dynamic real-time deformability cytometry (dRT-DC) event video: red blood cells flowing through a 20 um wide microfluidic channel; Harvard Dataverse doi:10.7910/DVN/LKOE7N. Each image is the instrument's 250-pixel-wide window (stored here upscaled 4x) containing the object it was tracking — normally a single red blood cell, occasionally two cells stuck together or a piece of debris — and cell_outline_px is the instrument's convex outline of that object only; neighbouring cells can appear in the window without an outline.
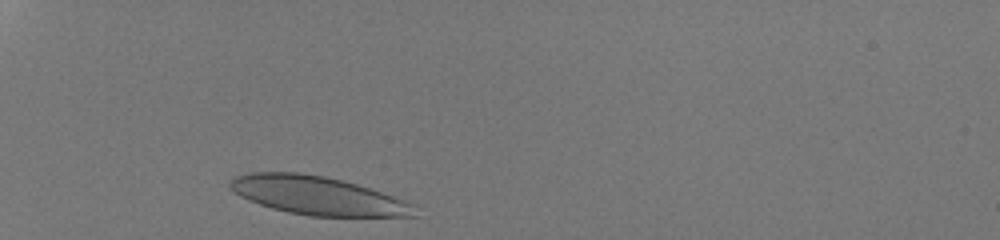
{"species": "human", "species_latin": "Homo sapiens", "temperature_condition": "room temperature", "stored_images_in_passage": 30, "camera_frame_rate_fps": 3000, "um_per_image_px": 0.085, "donor": {"sex": "male"}, "frame": {"image": 1, "passage_image": 2, "time_ms": 0.333, "image_size_px": [1000, 240], "cell_outline_px": [[420, 216], [312, 216], [288, 212], [272, 208], [248, 200], [240, 196], [228, 184], [236, 176], [248, 172], [300, 172], [324, 176], [356, 184], [416, 204]], "centroid_in_image_um": [27.03, 16.63], "position_along_channel_um": 58.0, "area_um2": 41.15}}
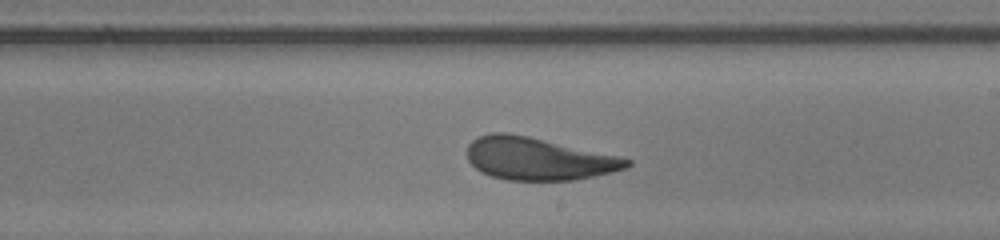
{"frame": {"image": 2, "passage_image": 18, "time_ms": 5.667, "image_size_px": [1000, 240], "cell_outline_px": [[632, 164], [624, 168], [612, 172], [572, 180], [508, 180], [492, 176], [480, 172], [468, 160], [468, 144], [472, 140], [480, 136], [492, 132], [508, 132], [528, 136], [616, 156], [632, 160]], "centroid_in_image_um": [45.7, 13.49], "position_along_channel_um": 243.3, "area_um2": 39.07}}
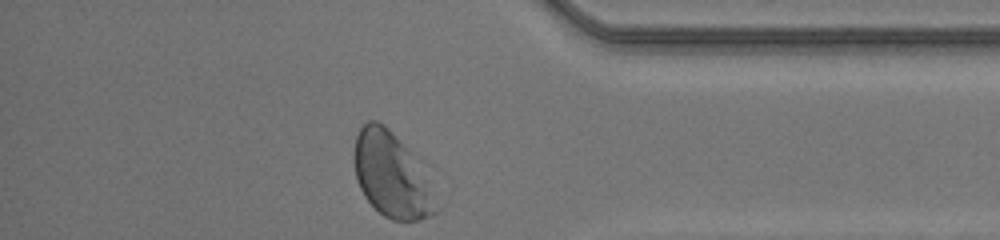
{"frame": {"image": 3, "passage_image": 30, "time_ms": 9.667, "image_size_px": [1000, 240], "cell_outline_px": [[440, 208], [436, 212], [428, 216], [416, 220], [392, 220], [384, 216], [364, 196], [356, 180], [352, 152], [356, 136], [360, 128], [368, 120], [376, 120], [384, 124], [412, 152]], "centroid_in_image_um": [33.22, 14.86], "position_along_channel_um": 402.0, "area_um2": 40.06}, "authors_computed_cell_mechanics": {"area_um2": 40.3155, "velocity_mm_per_s": 4.174, "shape_relaxation_time_tau1_ms": 5.8312, "shape_relaxation_time_tau2_ms": 0.6994, "deformation_change_tau1": 0.1721, "deformation_change_tau2": 0.043}}